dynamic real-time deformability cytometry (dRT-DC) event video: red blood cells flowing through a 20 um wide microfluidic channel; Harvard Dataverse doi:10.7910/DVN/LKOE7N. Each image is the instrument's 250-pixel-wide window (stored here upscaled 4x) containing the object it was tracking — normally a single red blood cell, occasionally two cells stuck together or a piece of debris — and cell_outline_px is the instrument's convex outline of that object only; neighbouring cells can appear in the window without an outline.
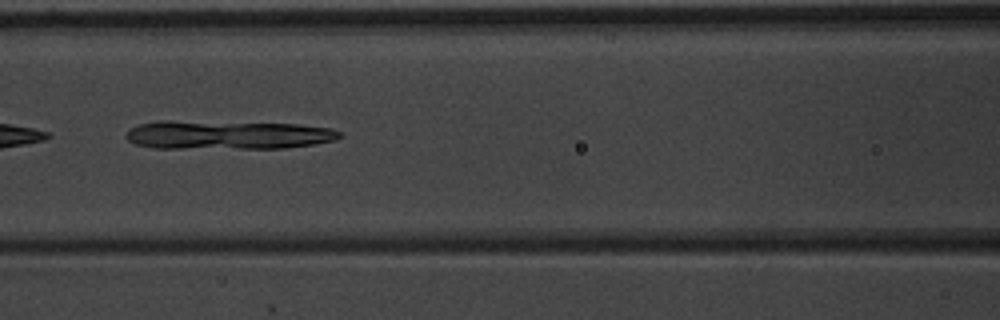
{"species": "common noctule bat (a hibernating species)", "species_latin": "Nyctalus noctula", "temperature_condition": "warm", "stored_images_in_passage": 7, "camera_frame_rate_fps": 3000, "um_per_image_px": 0.085, "animal": {"sex": "male", "body_mass_g": 20.1, "forearm_length_mm": 53.5}, "frame": {"image": 1, "passage_image": 5, "time_ms": 1.333, "image_size_px": [1000, 320], "cell_outline_px": [[340, 136], [336, 140], [316, 144], [284, 148], [152, 148], [136, 144], [128, 140], [124, 136], [132, 128], [140, 124], [160, 120], [168, 120], [296, 124], [332, 128], [340, 132]], "centroid_in_image_um": [19.34, 11.46], "position_along_channel_um": 147.3, "area_um2": 35.89}}
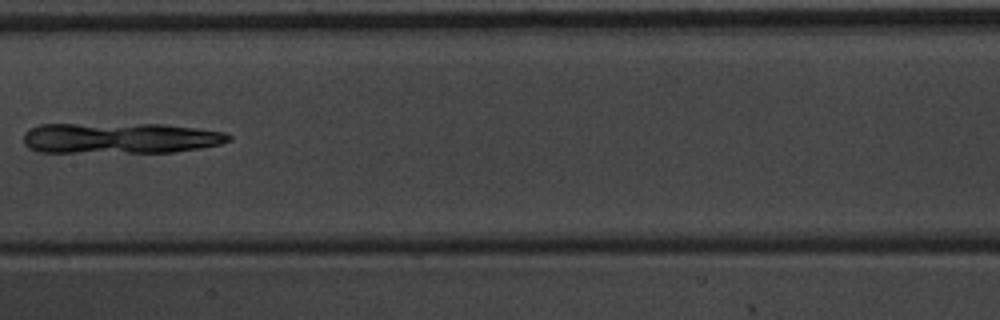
{"frame": {"image": 2, "passage_image": 6, "time_ms": 1.667, "image_size_px": [1000, 320], "cell_outline_px": [[232, 140], [220, 144], [200, 148], [172, 152], [36, 152], [28, 148], [24, 144], [24, 132], [40, 124], [164, 124], [196, 128], [224, 132], [232, 136]], "centroid_in_image_um": [10.2, 11.74], "position_along_channel_um": 197.2, "area_um2": 36.93}}
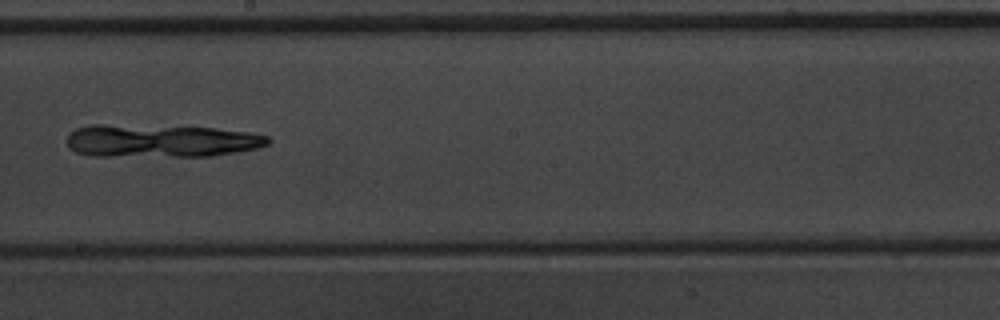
{"frame": {"image": 3, "passage_image": 7, "time_ms": 2.0, "image_size_px": [1000, 320], "cell_outline_px": [[272, 140], [268, 144], [256, 148], [236, 152], [212, 156], [88, 156], [76, 152], [68, 148], [68, 136], [76, 128], [92, 124], [100, 124], [216, 128], [252, 132], [268, 136]], "centroid_in_image_um": [13.68, 11.97], "position_along_channel_um": 234.5, "area_um2": 38.67}}